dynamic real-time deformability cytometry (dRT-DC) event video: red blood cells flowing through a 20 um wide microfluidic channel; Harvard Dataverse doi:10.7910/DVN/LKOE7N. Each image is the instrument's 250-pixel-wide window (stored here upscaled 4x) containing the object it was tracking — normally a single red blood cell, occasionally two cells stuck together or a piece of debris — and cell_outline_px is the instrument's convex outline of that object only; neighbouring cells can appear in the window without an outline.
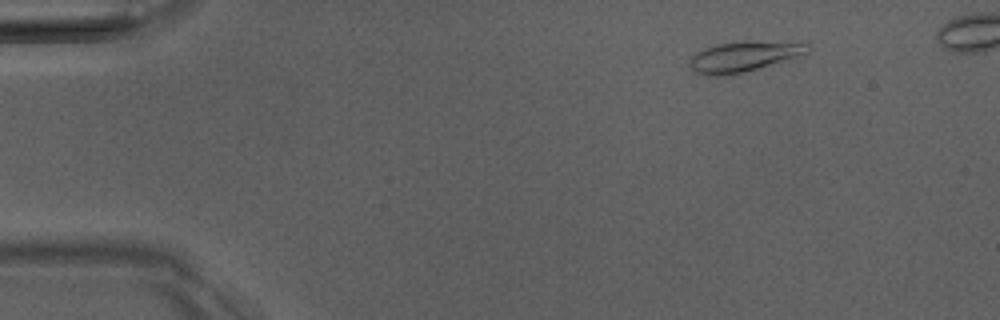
{"species": "Egyptian fruit bat (a non-hibernating species)", "species_latin": "Rousettus aegyptiacus", "temperature_condition": "room temperature", "stored_images_in_passage": 7, "camera_frame_rate_fps": 3000, "um_per_image_px": 0.085, "animal": {"sex": "male"}, "frame": {"image": 1, "passage_image": 1, "time_ms": 0.0, "image_size_px": [1000, 320], "cell_outline_px": [[812, 48], [808, 52], [796, 56], [732, 76], [708, 76], [696, 72], [688, 64], [688, 60], [696, 52], [704, 48], [716, 44], [744, 40], [756, 40], [812, 44]], "centroid_in_image_um": [63.17, 4.79], "position_along_channel_um": 21.8, "area_um2": 21.1}}
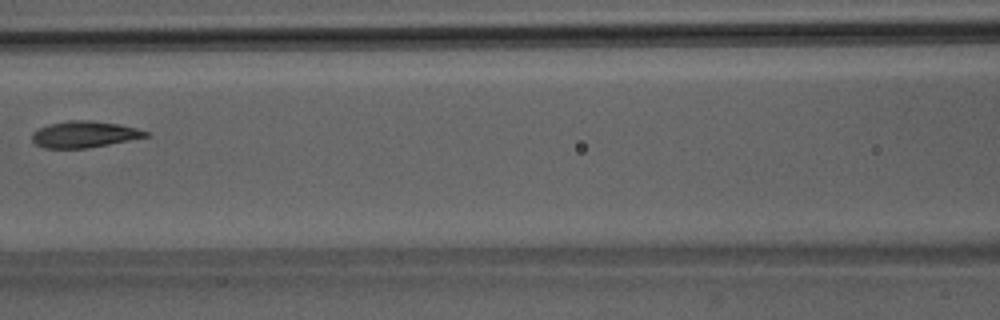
{"frame": {"image": 2, "passage_image": 6, "time_ms": 5.667, "image_size_px": [1000, 320], "cell_outline_px": [[148, 136], [88, 148], [44, 148], [36, 144], [32, 140], [32, 132], [48, 124], [68, 120], [88, 120], [120, 124], [136, 128], [148, 132]], "centroid_in_image_um": [7.13, 11.41], "position_along_channel_um": 159.5, "area_um2": 17.34}}